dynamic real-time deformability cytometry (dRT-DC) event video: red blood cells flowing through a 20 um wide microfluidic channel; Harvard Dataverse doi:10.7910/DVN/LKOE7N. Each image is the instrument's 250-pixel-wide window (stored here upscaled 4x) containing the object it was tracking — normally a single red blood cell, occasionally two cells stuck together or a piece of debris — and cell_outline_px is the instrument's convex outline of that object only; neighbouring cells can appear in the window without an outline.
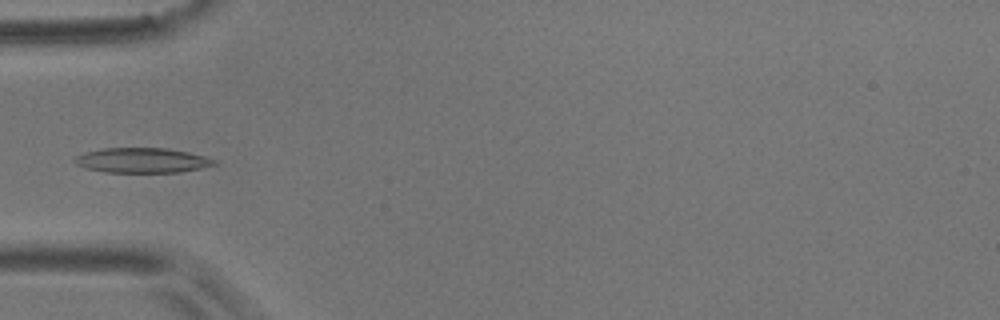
{"species": "common noctule bat (a hibernating species)", "species_latin": "Nyctalus noctula", "temperature_condition": "room temperature", "stored_images_in_passage": 5, "camera_frame_rate_fps": 3000, "um_per_image_px": 0.085, "animal": {"sex": "male", "body_mass_g": 17.9}, "frame": {"image": 1, "passage_image": 5, "time_ms": 4.667, "image_size_px": [1000, 320], "cell_outline_px": [[220, 164], [180, 172], [104, 172], [88, 168], [76, 164], [72, 160], [76, 156], [84, 152], [104, 148], [168, 148], [188, 152], [204, 156], [216, 160]], "centroid_in_image_um": [12.1, 13.62], "position_along_channel_um": 72.9, "area_um2": 20.29}}